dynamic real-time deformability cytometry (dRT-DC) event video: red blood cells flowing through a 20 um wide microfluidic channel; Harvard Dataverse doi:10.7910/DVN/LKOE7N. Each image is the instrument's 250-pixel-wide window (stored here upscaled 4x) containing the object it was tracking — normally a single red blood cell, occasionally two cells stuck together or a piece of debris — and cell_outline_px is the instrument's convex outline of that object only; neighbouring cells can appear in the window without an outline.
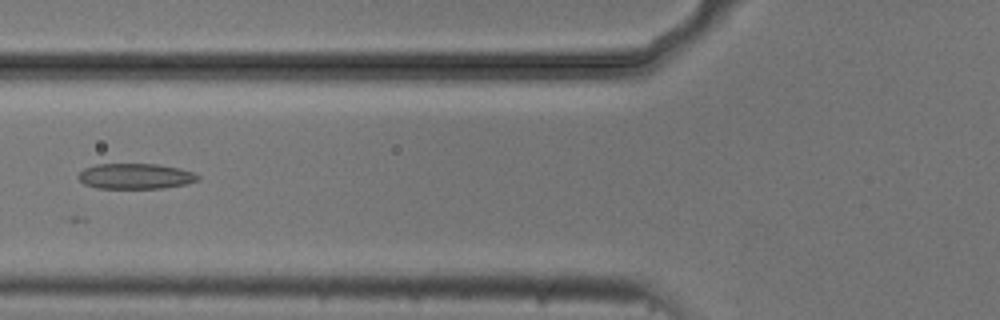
{"species": "common noctule bat (a hibernating species)", "species_latin": "Nyctalus noctula", "temperature_condition": "cold", "stored_images_in_passage": 5, "camera_frame_rate_fps": 3000, "um_per_image_px": 0.085, "animal": {"sex": "male", "body_mass_g": 20.5, "forearm_length_mm": 52.5}, "frame": {"image": 1, "passage_image": 5, "time_ms": 1.333, "image_size_px": [1000, 320], "cell_outline_px": [[200, 180], [184, 184], [164, 188], [96, 188], [84, 184], [76, 176], [84, 168], [96, 164], [156, 164], [180, 168], [192, 172], [200, 176]], "centroid_in_image_um": [11.5, 14.97], "position_along_channel_um": 114.3, "area_um2": 17.8}}